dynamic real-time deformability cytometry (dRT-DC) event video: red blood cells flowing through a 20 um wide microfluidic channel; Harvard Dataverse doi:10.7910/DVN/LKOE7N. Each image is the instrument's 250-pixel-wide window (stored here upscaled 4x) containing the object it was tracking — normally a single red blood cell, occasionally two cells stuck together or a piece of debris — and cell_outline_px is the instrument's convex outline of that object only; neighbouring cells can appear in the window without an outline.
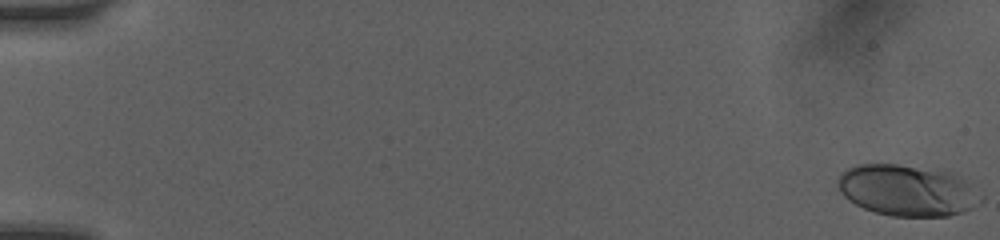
{"species": "human", "species_latin": "Homo sapiens", "temperature_condition": "room temperature", "stored_images_in_passage": 83, "camera_frame_rate_fps": 3000, "um_per_image_px": 0.085, "donor": {"sex": "female"}, "frame": {"image": 1, "passage_image": 1, "time_ms": 0.0, "image_size_px": [1000, 240], "cell_outline_px": [[984, 200], [980, 204], [972, 208], [948, 216], [892, 216], [876, 212], [864, 208], [848, 200], [840, 192], [836, 184], [836, 180], [848, 168], [860, 164], [896, 164], [952, 172], [984, 196]], "centroid_in_image_um": [77.12, 16.19], "position_along_channel_um": 7.9, "area_um2": 42.54}}
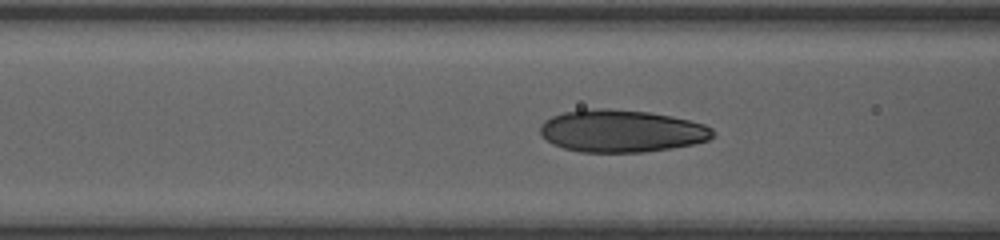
{"frame": {"image": 2, "passage_image": 46, "time_ms": 7.0, "image_size_px": [1000, 240], "cell_outline_px": [[716, 136], [708, 140], [692, 144], [672, 148], [644, 152], [580, 152], [564, 148], [552, 144], [540, 136], [540, 124], [544, 120], [552, 116], [564, 112], [584, 108], [608, 108], [648, 112], [672, 116], [704, 124], [712, 128], [716, 132]], "centroid_in_image_um": [52.81, 11.13], "position_along_channel_um": 113.8, "area_um2": 43.06}}
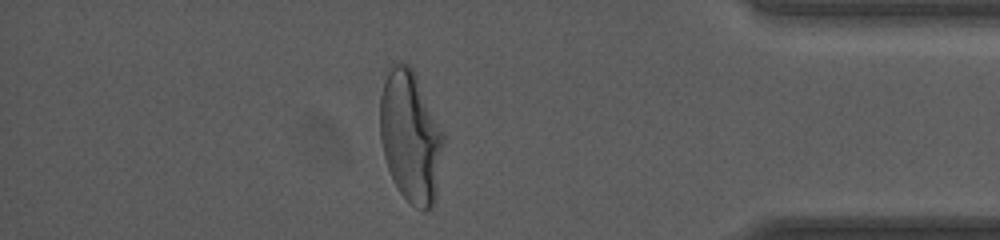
{"frame": {"image": 3, "passage_image": 77, "time_ms": 14.667, "image_size_px": [1000, 240], "cell_outline_px": [[444, 144], [436, 200], [432, 208], [424, 212], [416, 208], [400, 192], [388, 168], [384, 156], [380, 140], [380, 96], [384, 80], [392, 64], [408, 64], [412, 68], [416, 76], [444, 136]], "centroid_in_image_um": [34.9, 11.67], "position_along_channel_um": 400.3, "area_um2": 48.26}, "authors_computed_cell_mechanics": {"area_um2": 41.5582, "velocity_mm_per_s": 4.1164, "shape_relaxation_time_tau1_ms": 5.0499, "shape_relaxation_time_tau2_ms": null, "deformation_change_tau1": 0.212, "deformation_change_tau2": null}}